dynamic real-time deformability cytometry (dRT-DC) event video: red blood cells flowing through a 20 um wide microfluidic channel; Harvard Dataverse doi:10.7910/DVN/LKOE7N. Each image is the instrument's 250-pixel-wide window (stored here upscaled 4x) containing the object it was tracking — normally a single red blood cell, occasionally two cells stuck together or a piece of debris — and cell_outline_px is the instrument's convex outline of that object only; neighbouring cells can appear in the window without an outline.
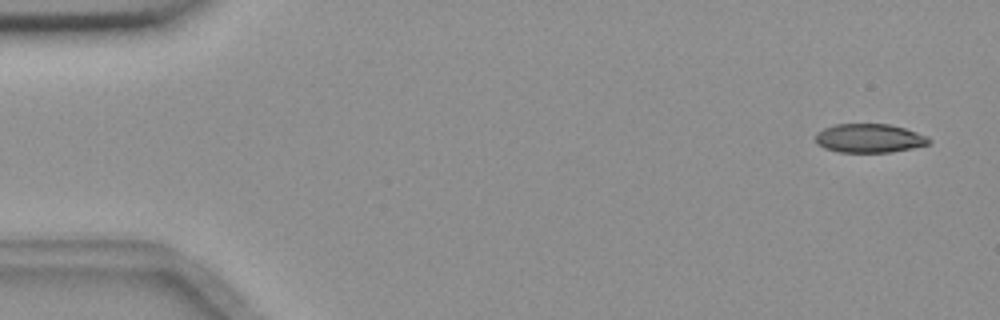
{"species": "common noctule bat (a hibernating species)", "species_latin": "Nyctalus noctula", "temperature_condition": "room temperature", "stored_images_in_passage": 53, "camera_frame_rate_fps": 3000, "um_per_image_px": 0.085, "animal": {"sex": "female", "body_mass_g": 18.4}, "frame": {"image": 1, "passage_image": 1, "time_ms": 0.0, "image_size_px": [1000, 320], "cell_outline_px": [[932, 140], [928, 144], [912, 148], [892, 152], [840, 152], [824, 148], [816, 144], [816, 132], [824, 128], [836, 124], [888, 124], [904, 128], [928, 136]], "centroid_in_image_um": [73.88, 11.75], "position_along_channel_um": 11.1, "area_um2": 19.07}}
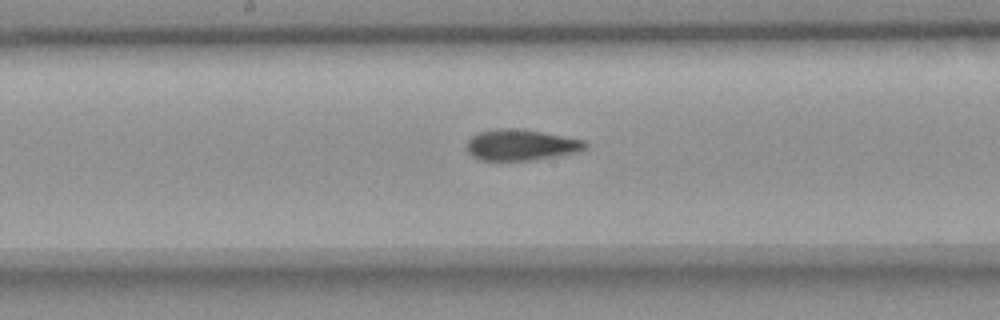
{"frame": {"image": 2, "passage_image": 27, "time_ms": 8.667, "image_size_px": [1000, 320], "cell_outline_px": [[588, 148], [580, 152], [532, 160], [480, 160], [472, 156], [464, 148], [468, 140], [472, 136], [480, 132], [496, 128], [520, 128], [588, 140]], "centroid_in_image_um": [44.33, 12.31], "position_along_channel_um": 203.9, "area_um2": 21.85}}
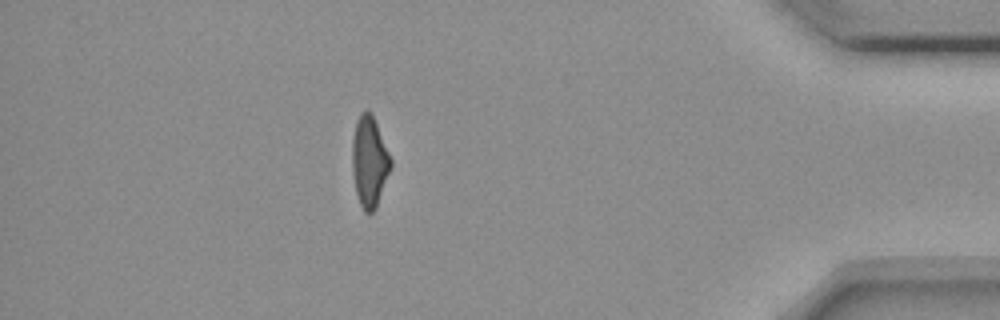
{"frame": {"image": 3, "passage_image": 47, "time_ms": 15.333, "image_size_px": [1000, 320], "cell_outline_px": [[392, 168], [376, 208], [372, 212], [364, 212], [360, 204], [356, 192], [352, 172], [352, 140], [356, 120], [360, 112], [368, 112], [372, 116], [376, 124], [392, 160]], "centroid_in_image_um": [31.4, 13.78], "position_along_channel_um": 403.8, "area_um2": 20.29}, "authors_computed_cell_mechanics": {"area_um2": 21.1548, "velocity_mm_per_s": 3.6784, "shape_relaxation_time_tau1_ms": null, "shape_relaxation_time_tau2_ms": 3.1075, "deformation_change_tau1": null, "deformation_change_tau2": 0.095}}